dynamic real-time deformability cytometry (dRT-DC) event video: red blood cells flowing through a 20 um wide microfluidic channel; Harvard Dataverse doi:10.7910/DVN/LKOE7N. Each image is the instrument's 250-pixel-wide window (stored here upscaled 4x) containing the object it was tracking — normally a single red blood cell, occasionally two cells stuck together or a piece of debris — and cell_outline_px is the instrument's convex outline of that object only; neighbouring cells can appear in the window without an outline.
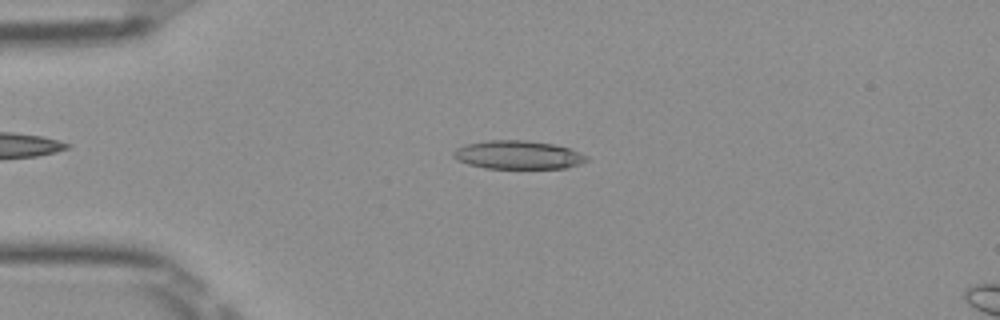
{"species": "Egyptian fruit bat (a non-hibernating species)", "species_latin": "Rousettus aegyptiacus", "temperature_condition": "room temperature", "stored_images_in_passage": 50, "camera_frame_rate_fps": 3000, "um_per_image_px": 0.085, "frame": {"image": 1, "passage_image": 12, "time_ms": 3.667, "image_size_px": [1000, 320], "cell_outline_px": [[588, 160], [580, 164], [564, 168], [484, 168], [468, 164], [456, 160], [452, 156], [452, 152], [456, 148], [464, 144], [488, 140], [528, 140], [552, 144], [568, 148], [588, 156]], "centroid_in_image_um": [43.98, 13.16], "position_along_channel_um": 41.0, "area_um2": 22.14}}
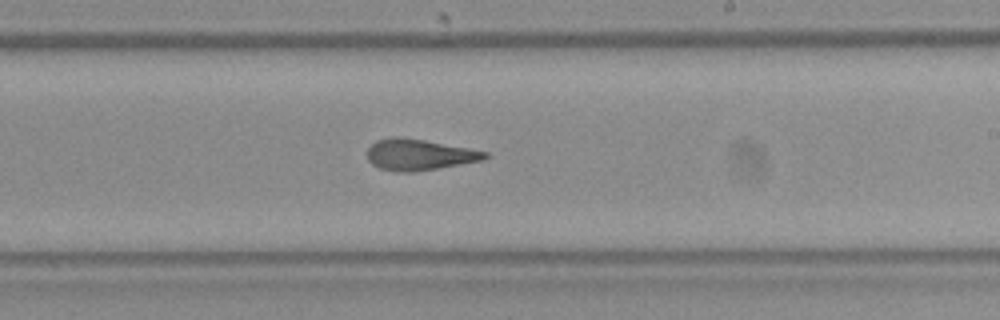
{"frame": {"image": 2, "passage_image": 30, "time_ms": 9.667, "image_size_px": [1000, 320], "cell_outline_px": [[492, 156], [484, 160], [412, 172], [400, 172], [380, 168], [372, 164], [368, 160], [368, 148], [376, 140], [392, 136], [400, 136], [424, 140], [468, 148], [488, 152]], "centroid_in_image_um": [35.64, 13.13], "position_along_channel_um": 253.4, "area_um2": 21.27}}
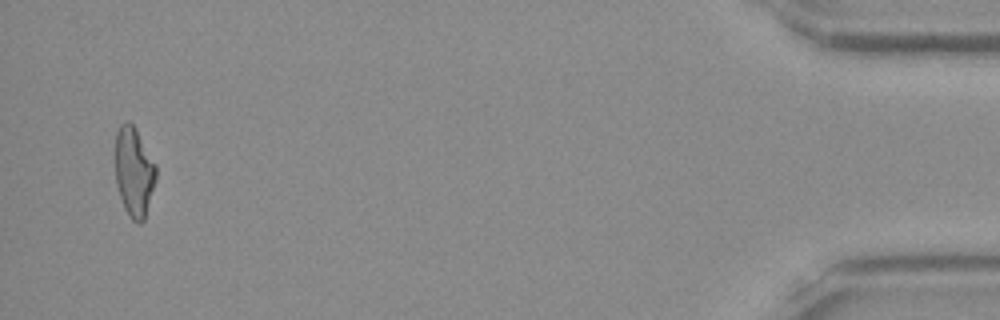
{"frame": {"image": 3, "passage_image": 49, "time_ms": 16.0, "image_size_px": [1000, 320], "cell_outline_px": [[156, 180], [144, 220], [140, 224], [132, 220], [128, 216], [124, 208], [116, 184], [112, 160], [116, 132], [120, 124], [124, 120], [128, 120], [136, 128], [156, 164]], "centroid_in_image_um": [11.34, 14.56], "position_along_channel_um": 423.9, "area_um2": 22.14}, "authors_computed_cell_mechanics": {"area_um2": 22.0218, "velocity_mm_per_s": 3.9994, "shape_relaxation_time_tau1_ms": null, "shape_relaxation_time_tau2_ms": 2.1799, "deformation_change_tau1": null, "deformation_change_tau2": 0.1186}}